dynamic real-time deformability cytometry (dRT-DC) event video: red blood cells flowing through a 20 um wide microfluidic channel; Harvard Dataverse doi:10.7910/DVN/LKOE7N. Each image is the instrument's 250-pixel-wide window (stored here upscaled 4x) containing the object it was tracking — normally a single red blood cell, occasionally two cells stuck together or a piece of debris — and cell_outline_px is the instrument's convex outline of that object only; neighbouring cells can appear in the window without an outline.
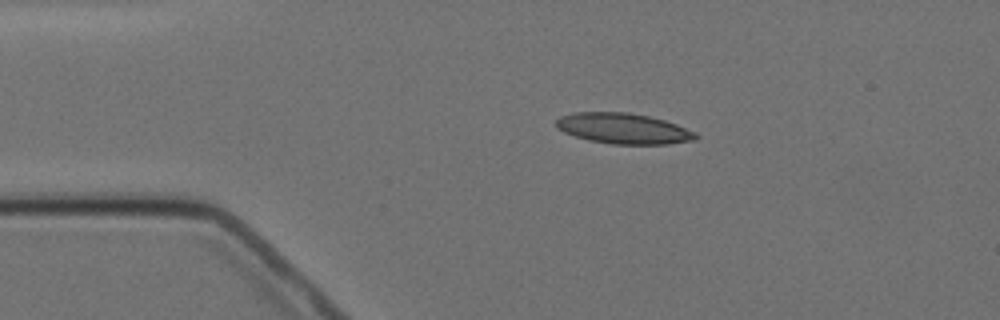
{"species": "Egyptian fruit bat (a non-hibernating species)", "species_latin": "Rousettus aegyptiacus", "temperature_condition": "cold", "stored_images_in_passage": 7, "camera_frame_rate_fps": 3000, "um_per_image_px": 0.085, "animal": {"sex": "female"}, "frame": {"image": 1, "passage_image": 1, "time_ms": 0.0, "image_size_px": [1000, 320], "cell_outline_px": [[700, 136], [696, 140], [668, 144], [612, 144], [588, 140], [564, 132], [556, 128], [556, 120], [560, 116], [576, 112], [628, 112], [648, 116], [664, 120], [676, 124], [696, 132]], "centroid_in_image_um": [53.01, 10.92], "position_along_channel_um": 32.0, "area_um2": 24.97}}
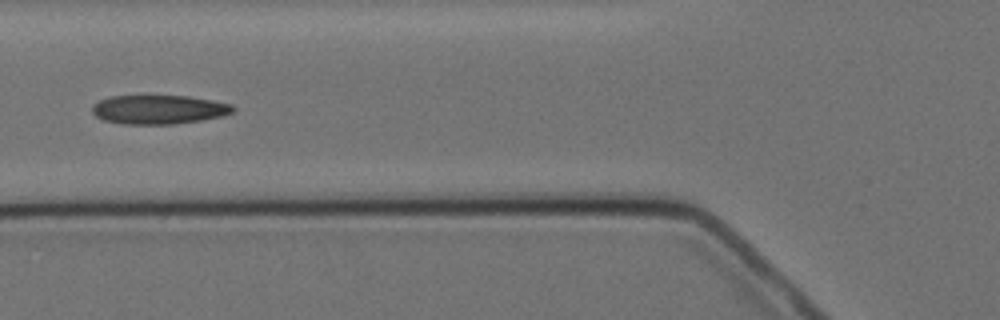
{"frame": {"image": 2, "passage_image": 4, "time_ms": 3.333, "image_size_px": [1000, 320], "cell_outline_px": [[236, 112], [220, 116], [200, 120], [172, 124], [124, 124], [104, 120], [96, 116], [92, 112], [92, 104], [100, 100], [112, 96], [188, 96], [212, 100], [232, 104], [236, 108]], "centroid_in_image_um": [13.51, 9.31], "position_along_channel_um": 112.3, "area_um2": 23.76}}
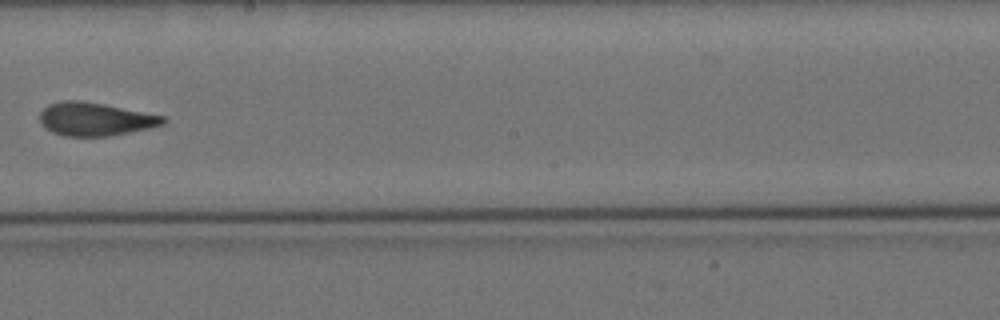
{"frame": {"image": 3, "passage_image": 7, "time_ms": 7.0, "image_size_px": [1000, 320], "cell_outline_px": [[168, 120], [164, 124], [152, 128], [108, 136], [64, 136], [52, 132], [44, 128], [40, 120], [40, 112], [48, 104], [64, 100], [80, 100], [104, 104], [164, 116]], "centroid_in_image_um": [8.09, 10.13], "position_along_channel_um": 240.1, "area_um2": 23.99}}